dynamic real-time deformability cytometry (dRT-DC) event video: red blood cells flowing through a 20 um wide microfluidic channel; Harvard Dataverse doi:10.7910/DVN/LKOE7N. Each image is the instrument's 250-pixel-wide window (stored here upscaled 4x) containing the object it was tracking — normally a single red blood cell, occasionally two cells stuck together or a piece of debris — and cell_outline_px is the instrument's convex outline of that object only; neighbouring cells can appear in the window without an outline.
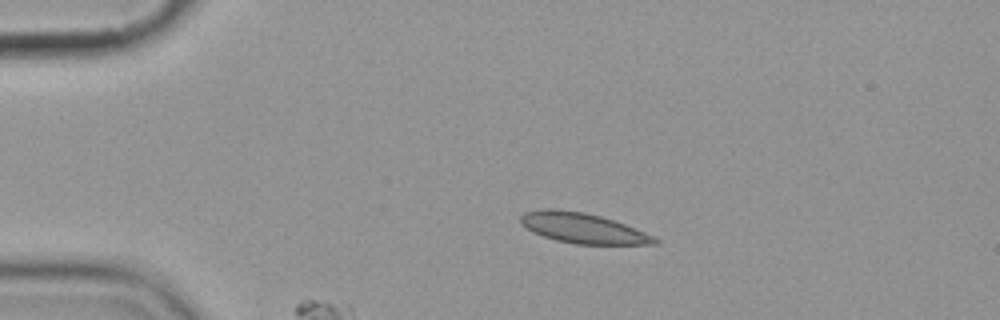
{"species": "common noctule bat (a hibernating species)", "species_latin": "Nyctalus noctula", "temperature_condition": "cold", "stored_images_in_passage": 8, "camera_frame_rate_fps": 3000, "um_per_image_px": 0.085, "animal": {"sex": "female", "body_mass_g": 19.9}, "frame": {"image": 1, "passage_image": 3, "time_ms": 2.333, "image_size_px": [1000, 320], "cell_outline_px": [[660, 244], [576, 244], [556, 240], [532, 232], [520, 224], [520, 216], [524, 212], [544, 208], [552, 208], [584, 212], [600, 216], [624, 224], [644, 232], [660, 240]], "centroid_in_image_um": [49.5, 19.38], "position_along_channel_um": 35.5, "area_um2": 23.52}}
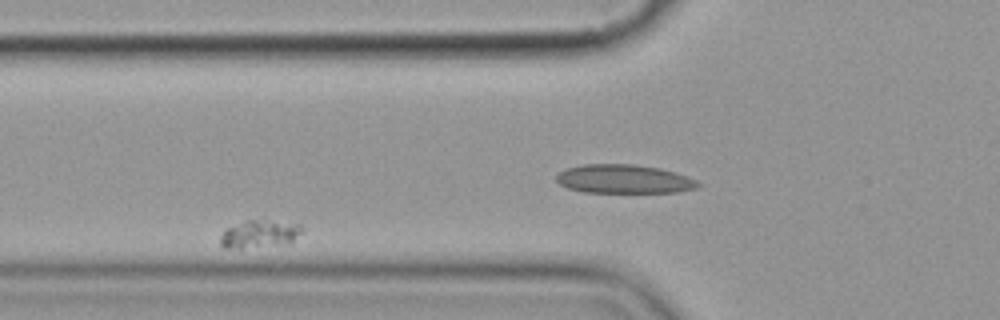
{"frame": {"image": 2, "passage_image": 5, "time_ms": 4.667, "image_size_px": [1000, 320], "cell_outline_px": [[304, 228], [288, 244], [240, 248], [224, 248], [220, 244], [220, 236], [224, 228], [248, 220], [264, 216], [300, 224]], "centroid_in_image_um": [22.07, 19.82], "position_along_channel_um": 103.7, "area_um2": 13.87}}
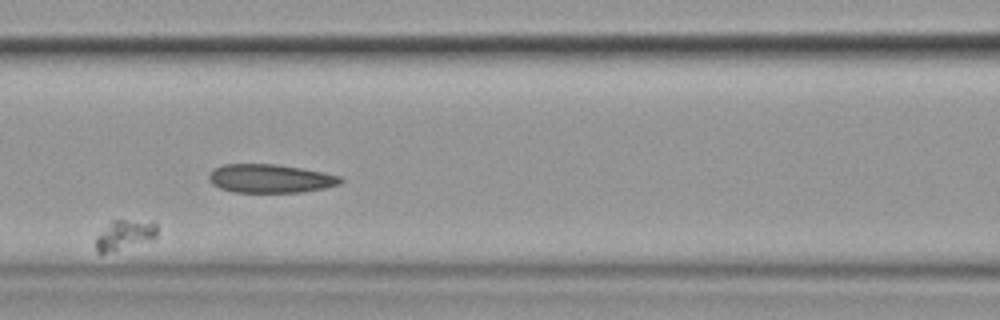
{"frame": {"image": 3, "passage_image": 6, "time_ms": 6.667, "image_size_px": [1000, 320], "cell_outline_px": [[156, 236], [152, 240], [104, 252], [96, 252], [96, 236], [112, 220], [152, 220], [156, 224]], "centroid_in_image_um": [10.62, 19.91], "position_along_channel_um": 156.0, "area_um2": 10.4}}